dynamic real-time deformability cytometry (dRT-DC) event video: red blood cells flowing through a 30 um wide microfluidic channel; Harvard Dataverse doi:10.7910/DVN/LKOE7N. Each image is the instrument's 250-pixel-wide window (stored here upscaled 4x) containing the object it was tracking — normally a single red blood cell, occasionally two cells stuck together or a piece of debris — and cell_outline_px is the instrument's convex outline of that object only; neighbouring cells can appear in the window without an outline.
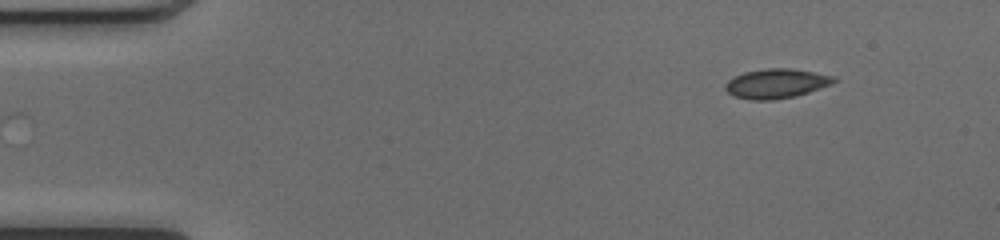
{"species": "common noctule bat (a hibernating species)", "species_latin": "Nyctalus noctula", "temperature_condition": "cold", "stored_images_in_passage": 39, "camera_frame_rate_fps": 3000, "um_per_image_px": 0.085, "animal": {"sex": "female", "body_mass_g": 17.0, "forearm_length_mm": 48.0}, "frame": {"image": 1, "passage_image": 1, "time_ms": 0.0, "image_size_px": [1000, 240], "cell_outline_px": [[840, 80], [832, 84], [796, 96], [772, 100], [752, 100], [736, 96], [728, 92], [724, 88], [724, 84], [728, 80], [744, 72], [768, 68], [792, 68], [836, 76]], "centroid_in_image_um": [66.03, 7.09], "position_along_channel_um": 19.0, "area_um2": 18.73}}
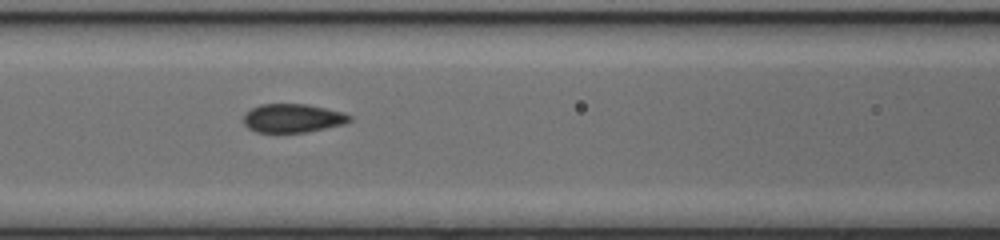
{"frame": {"image": 2, "passage_image": 17, "time_ms": 5.333, "image_size_px": [1000, 240], "cell_outline_px": [[352, 120], [344, 124], [308, 132], [256, 132], [248, 128], [244, 124], [244, 116], [252, 108], [260, 104], [308, 104], [344, 112], [352, 116]], "centroid_in_image_um": [24.92, 10.04], "position_along_channel_um": 141.7, "area_um2": 17.74}}
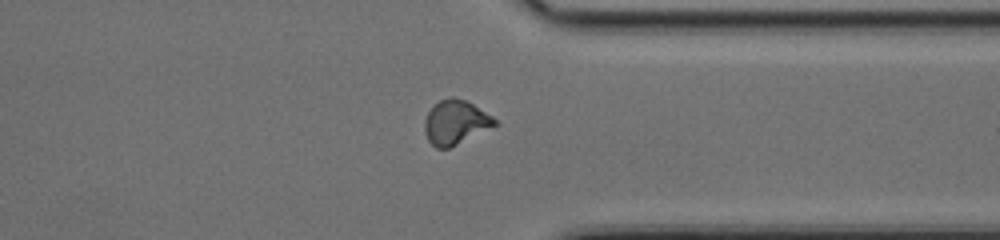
{"frame": {"image": 3, "passage_image": 34, "time_ms": 11.0, "image_size_px": [1000, 240], "cell_outline_px": [[500, 124], [448, 148], [436, 148], [428, 140], [424, 132], [424, 120], [428, 112], [440, 100], [452, 96], [464, 100], [472, 104], [492, 116]], "centroid_in_image_um": [38.72, 10.4], "position_along_channel_um": 372.7, "area_um2": 17.92}}